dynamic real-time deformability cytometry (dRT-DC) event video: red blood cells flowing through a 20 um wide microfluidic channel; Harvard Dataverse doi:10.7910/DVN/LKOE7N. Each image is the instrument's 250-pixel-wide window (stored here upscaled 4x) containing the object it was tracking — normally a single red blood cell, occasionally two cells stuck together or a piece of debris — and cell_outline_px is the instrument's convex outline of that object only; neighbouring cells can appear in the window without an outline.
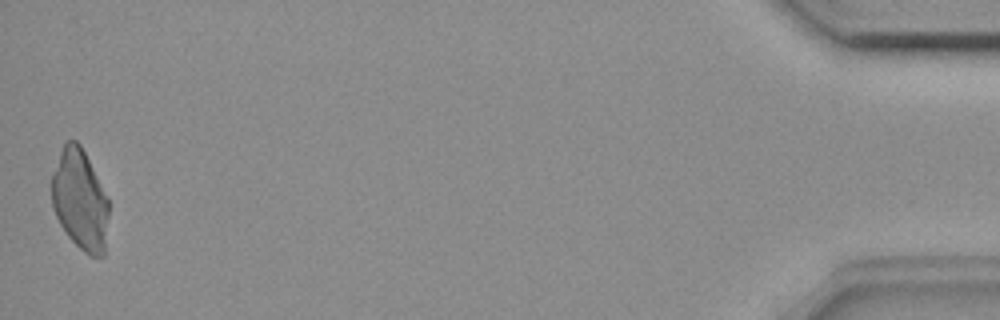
{"species": "common noctule bat (a hibernating species)", "species_latin": "Nyctalus noctula", "temperature_condition": "room temperature", "stored_images_in_passage": 41, "camera_frame_rate_fps": 3000, "um_per_image_px": 0.085, "animal": {"sex": "female", "body_mass_g": 18.4}, "frame": {"image": 1, "passage_image": 41, "time_ms": 13.333, "image_size_px": [1000, 320], "cell_outline_px": [[108, 216], [104, 256], [92, 256], [84, 252], [68, 236], [60, 224], [52, 208], [52, 172], [60, 152], [64, 144], [68, 140], [76, 140], [80, 144], [108, 196]], "centroid_in_image_um": [6.8, 16.98], "position_along_channel_um": 428.4, "area_um2": 33.35}}